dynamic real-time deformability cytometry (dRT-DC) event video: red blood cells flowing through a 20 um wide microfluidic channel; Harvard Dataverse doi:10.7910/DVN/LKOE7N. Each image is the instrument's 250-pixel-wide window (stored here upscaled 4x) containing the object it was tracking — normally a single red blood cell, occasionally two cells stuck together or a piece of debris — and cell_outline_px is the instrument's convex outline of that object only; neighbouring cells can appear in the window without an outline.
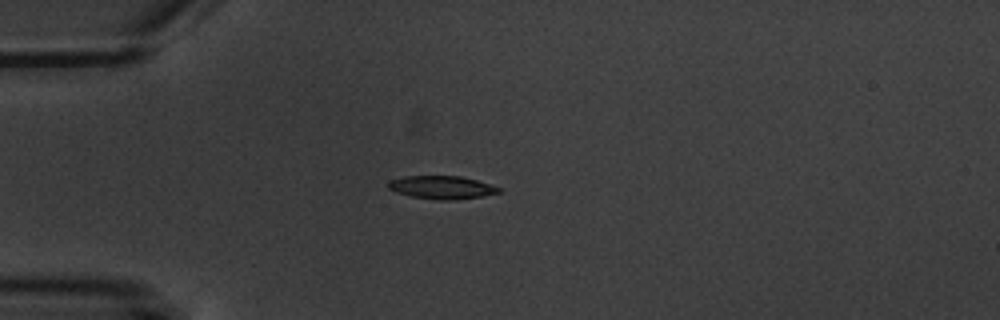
{"species": "common noctule bat (a hibernating species)", "species_latin": "Nyctalus noctula", "temperature_condition": "warm", "stored_images_in_passage": 8, "camera_frame_rate_fps": 3000, "um_per_image_px": 0.085, "animal": {"sex": "male", "body_mass_g": 20.1, "forearm_length_mm": 53.5}, "frame": {"image": 1, "passage_image": 2, "time_ms": 4.333, "image_size_px": [1000, 320], "cell_outline_px": [[504, 192], [456, 200], [436, 200], [412, 196], [396, 192], [388, 188], [388, 180], [404, 176], [460, 176], [476, 180], [500, 188]], "centroid_in_image_um": [37.54, 15.93], "position_along_channel_um": 47.5, "area_um2": 14.85}}
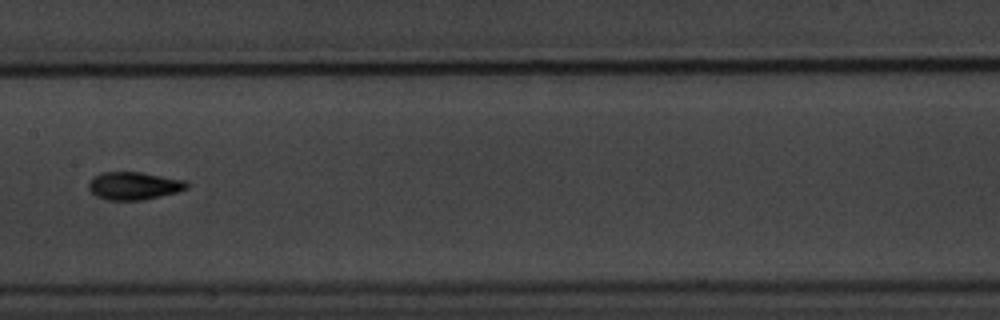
{"frame": {"image": 2, "passage_image": 6, "time_ms": 9.0, "image_size_px": [1000, 320], "cell_outline_px": [[188, 188], [176, 192], [144, 200], [108, 200], [96, 196], [88, 188], [88, 184], [92, 176], [100, 172], [140, 172], [184, 180], [188, 184]], "centroid_in_image_um": [11.34, 15.79], "position_along_channel_um": 196.1, "area_um2": 15.9}}
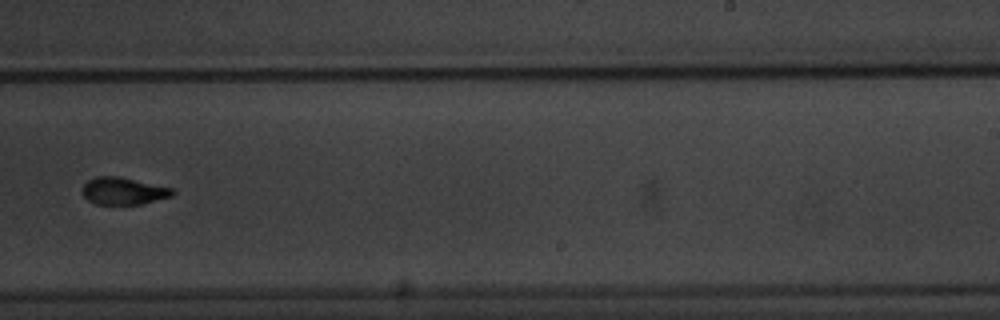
{"frame": {"image": 3, "passage_image": 8, "time_ms": 11.333, "image_size_px": [1000, 320], "cell_outline_px": [[176, 192], [172, 196], [140, 204], [96, 204], [88, 200], [80, 192], [80, 188], [88, 180], [96, 176], [120, 176], [176, 188]], "centroid_in_image_um": [10.5, 16.22], "position_along_channel_um": 278.5, "area_um2": 14.62}}